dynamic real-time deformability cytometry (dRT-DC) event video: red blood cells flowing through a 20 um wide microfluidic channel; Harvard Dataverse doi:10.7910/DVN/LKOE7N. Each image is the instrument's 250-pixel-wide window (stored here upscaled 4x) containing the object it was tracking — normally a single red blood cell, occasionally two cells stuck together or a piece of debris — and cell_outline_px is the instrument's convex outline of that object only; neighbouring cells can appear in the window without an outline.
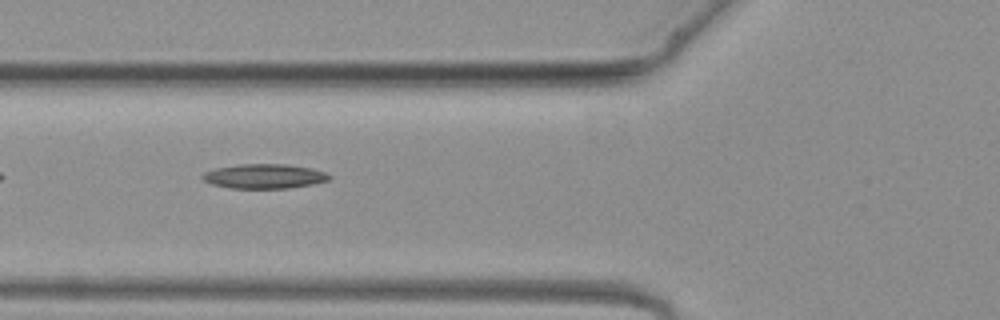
{"species": "common noctule bat (a hibernating species)", "species_latin": "Nyctalus noctula", "temperature_condition": "warm", "stored_images_in_passage": 5, "camera_frame_rate_fps": 3000, "um_per_image_px": 0.085, "animal": {"sex": "female", "body_mass_g": 19.3, "forearm_length_mm": 54.1}, "frame": {"image": 1, "passage_image": 4, "time_ms": 3.667, "image_size_px": [1000, 320], "cell_outline_px": [[332, 176], [328, 180], [312, 184], [288, 188], [228, 188], [212, 184], [204, 180], [200, 176], [204, 172], [216, 168], [240, 164], [288, 164], [312, 168], [324, 172]], "centroid_in_image_um": [22.45, 14.98], "position_along_channel_um": 103.3, "area_um2": 18.09}}
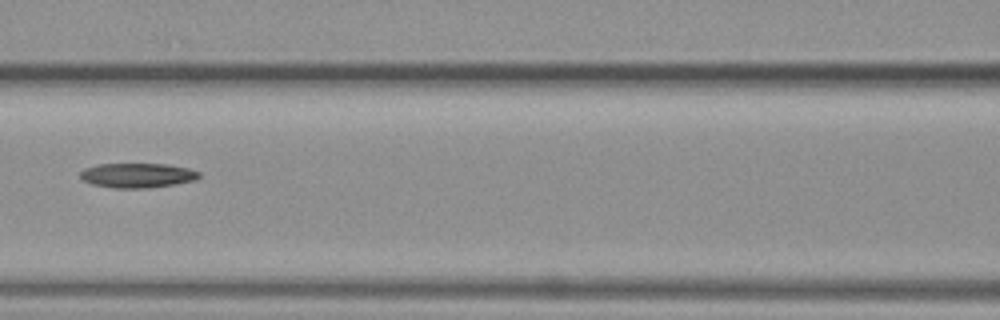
{"frame": {"image": 2, "passage_image": 5, "time_ms": 4.667, "image_size_px": [1000, 320], "cell_outline_px": [[200, 176], [196, 180], [176, 184], [148, 188], [112, 188], [92, 184], [84, 180], [80, 176], [80, 172], [84, 168], [96, 164], [168, 164], [188, 168], [200, 172]], "centroid_in_image_um": [11.69, 14.91], "position_along_channel_um": 154.9, "area_um2": 17.17}}